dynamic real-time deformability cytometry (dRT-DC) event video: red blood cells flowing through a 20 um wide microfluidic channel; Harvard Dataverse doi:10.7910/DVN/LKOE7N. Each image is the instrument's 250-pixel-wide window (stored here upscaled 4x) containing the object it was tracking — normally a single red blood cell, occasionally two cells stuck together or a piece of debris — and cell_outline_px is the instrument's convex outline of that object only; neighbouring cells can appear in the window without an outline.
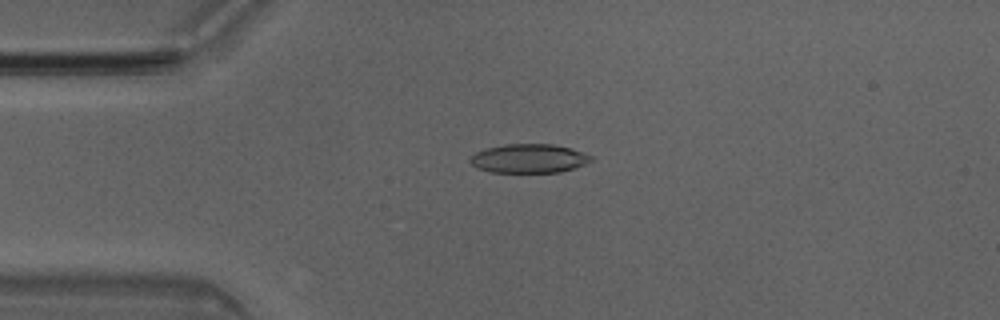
{"species": "Egyptian fruit bat (a non-hibernating species)", "species_latin": "Rousettus aegyptiacus", "temperature_condition": "room temperature", "stored_images_in_passage": 50, "camera_frame_rate_fps": 3000, "um_per_image_px": 0.085, "animal": {"sex": "male"}, "frame": {"image": 1, "passage_image": 12, "time_ms": 3.667, "image_size_px": [1000, 320], "cell_outline_px": [[592, 160], [584, 164], [560, 172], [492, 172], [476, 168], [468, 160], [476, 152], [488, 148], [504, 144], [552, 144], [572, 148], [584, 152], [592, 156]], "centroid_in_image_um": [44.96, 13.46], "position_along_channel_um": 40.0, "area_um2": 20.29}}
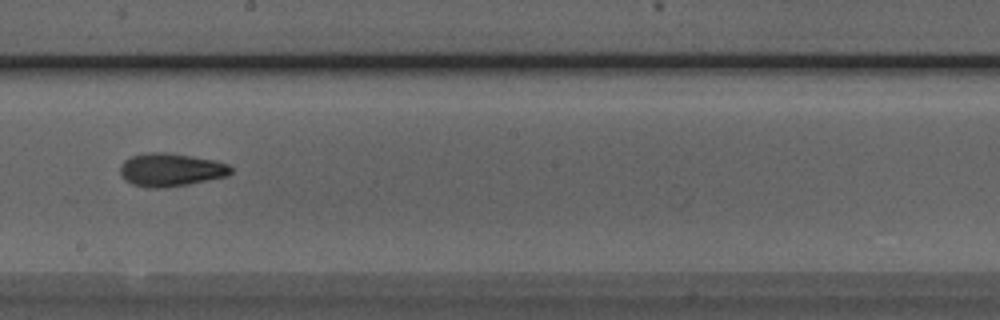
{"frame": {"image": 2, "passage_image": 28, "time_ms": 9.0, "image_size_px": [1000, 320], "cell_outline_px": [[232, 172], [228, 176], [188, 184], [164, 188], [148, 188], [132, 184], [120, 172], [120, 164], [124, 160], [132, 156], [148, 152], [168, 152], [216, 160], [228, 164], [232, 168]], "centroid_in_image_um": [14.54, 14.42], "position_along_channel_um": 233.7, "area_um2": 21.44}}
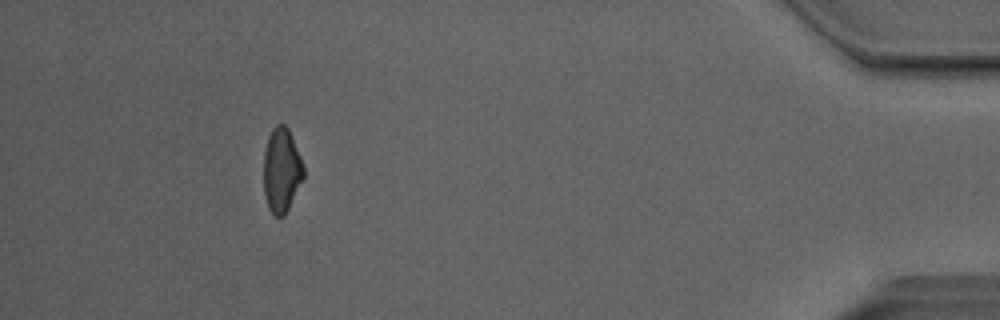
{"frame": {"image": 3, "passage_image": 46, "time_ms": 15.0, "image_size_px": [1000, 320], "cell_outline_px": [[304, 176], [284, 216], [272, 216], [268, 208], [264, 196], [264, 152], [268, 136], [272, 128], [276, 124], [284, 124], [288, 128], [300, 156], [304, 168]], "centroid_in_image_um": [23.91, 14.47], "position_along_channel_um": 411.3, "area_um2": 19.59}, "authors_computed_cell_mechanics": {"area_um2": 20.7502, "velocity_mm_per_s": 4.0745, "shape_relaxation_time_tau1_ms": 7.2913, "shape_relaxation_time_tau2_ms": 4.2261, "deformation_change_tau1": 0.193, "deformation_change_tau2": 0.1163}}